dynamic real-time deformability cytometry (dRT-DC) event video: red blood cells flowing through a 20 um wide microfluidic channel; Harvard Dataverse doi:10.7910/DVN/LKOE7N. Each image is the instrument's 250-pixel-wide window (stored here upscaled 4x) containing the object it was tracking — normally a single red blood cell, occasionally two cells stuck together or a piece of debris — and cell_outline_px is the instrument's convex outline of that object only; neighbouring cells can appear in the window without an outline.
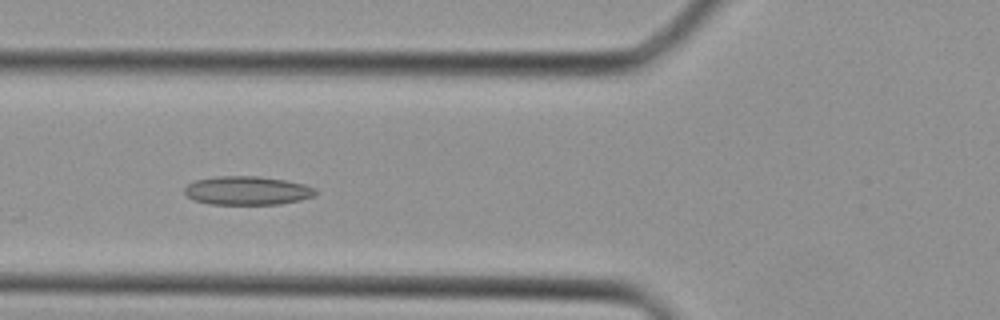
{"species": "Egyptian fruit bat (a non-hibernating species)", "species_latin": "Rousettus aegyptiacus", "temperature_condition": "cold", "stored_images_in_passage": 39, "camera_frame_rate_fps": 3000, "um_per_image_px": 0.085, "animal": {"sex": "female"}, "frame": {"image": 1, "passage_image": 14, "time_ms": 4.333, "image_size_px": [1000, 320], "cell_outline_px": [[316, 192], [312, 196], [300, 200], [280, 204], [208, 204], [192, 200], [184, 192], [184, 188], [188, 184], [196, 180], [216, 176], [260, 176], [284, 180], [304, 184], [316, 188]], "centroid_in_image_um": [20.99, 16.2], "position_along_channel_um": 104.8, "area_um2": 21.91}}
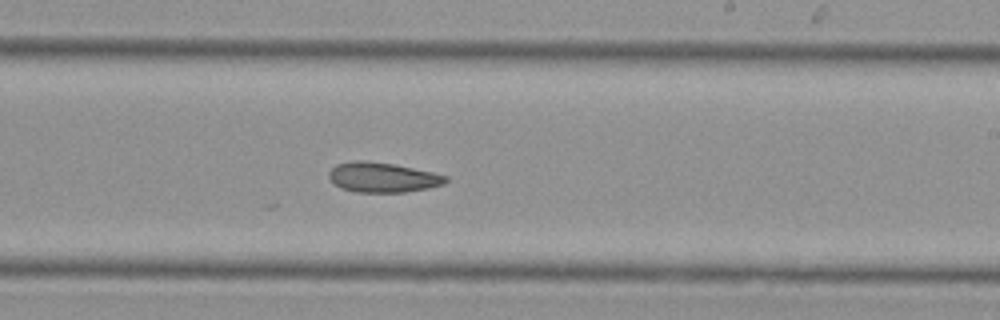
{"frame": {"image": 2, "passage_image": 23, "time_ms": 7.333, "image_size_px": [1000, 320], "cell_outline_px": [[448, 180], [444, 184], [428, 188], [404, 192], [356, 192], [340, 188], [328, 176], [328, 172], [336, 164], [356, 160], [360, 160], [392, 164], [432, 172], [448, 176]], "centroid_in_image_um": [32.52, 15.08], "position_along_channel_um": 256.5, "area_um2": 20.17}}
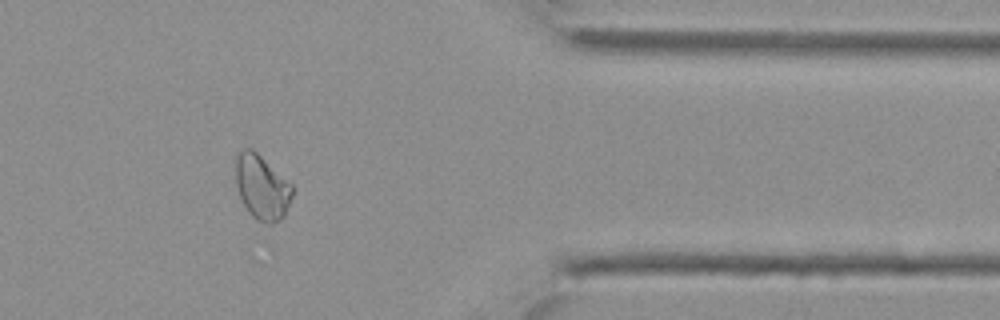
{"frame": {"image": 3, "passage_image": 32, "time_ms": 10.333, "image_size_px": [1000, 320], "cell_outline_px": [[292, 196], [284, 216], [280, 220], [272, 224], [264, 224], [256, 220], [248, 212], [240, 196], [236, 184], [236, 152], [244, 148], [252, 148], [292, 184]], "centroid_in_image_um": [22.25, 15.92], "position_along_channel_um": 389.2, "area_um2": 21.39}}